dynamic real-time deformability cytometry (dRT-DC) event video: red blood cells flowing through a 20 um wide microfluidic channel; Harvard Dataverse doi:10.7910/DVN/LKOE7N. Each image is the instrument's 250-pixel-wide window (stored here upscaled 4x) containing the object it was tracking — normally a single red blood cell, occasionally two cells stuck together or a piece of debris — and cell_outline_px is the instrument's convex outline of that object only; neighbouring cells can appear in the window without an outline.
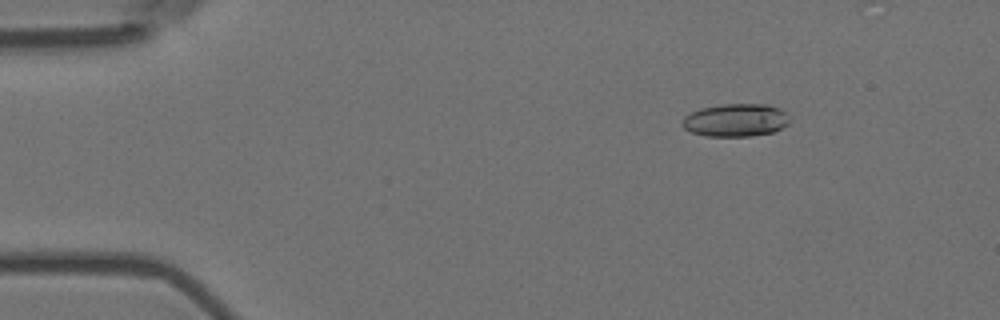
{"species": "Egyptian fruit bat (a non-hibernating species)", "species_latin": "Rousettus aegyptiacus", "temperature_condition": "room temperature", "stored_images_in_passage": 5, "camera_frame_rate_fps": 3000, "um_per_image_px": 0.085, "animal": {"sex": "female"}, "frame": {"image": 1, "passage_image": 3, "time_ms": 0.667, "image_size_px": [1000, 320], "cell_outline_px": [[788, 124], [772, 132], [748, 136], [708, 136], [692, 132], [684, 128], [680, 124], [684, 116], [700, 108], [720, 104], [768, 104], [780, 108], [784, 112], [788, 120]], "centroid_in_image_um": [62.49, 10.2], "position_along_channel_um": 22.5, "area_um2": 20.46}}
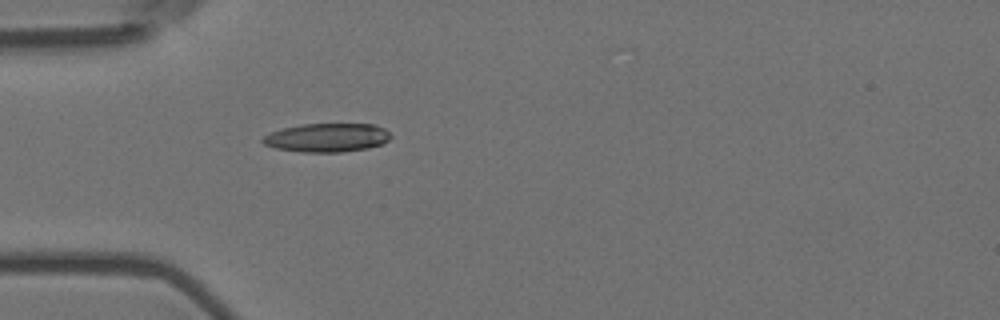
{"frame": {"image": 2, "passage_image": 5, "time_ms": 1.333, "image_size_px": [1000, 320], "cell_outline_px": [[392, 136], [388, 140], [380, 144], [368, 148], [340, 152], [304, 152], [276, 148], [264, 144], [260, 140], [264, 136], [280, 128], [304, 124], [372, 124], [384, 128]], "centroid_in_image_um": [27.78, 11.69], "position_along_channel_um": 57.2, "area_um2": 21.27}}